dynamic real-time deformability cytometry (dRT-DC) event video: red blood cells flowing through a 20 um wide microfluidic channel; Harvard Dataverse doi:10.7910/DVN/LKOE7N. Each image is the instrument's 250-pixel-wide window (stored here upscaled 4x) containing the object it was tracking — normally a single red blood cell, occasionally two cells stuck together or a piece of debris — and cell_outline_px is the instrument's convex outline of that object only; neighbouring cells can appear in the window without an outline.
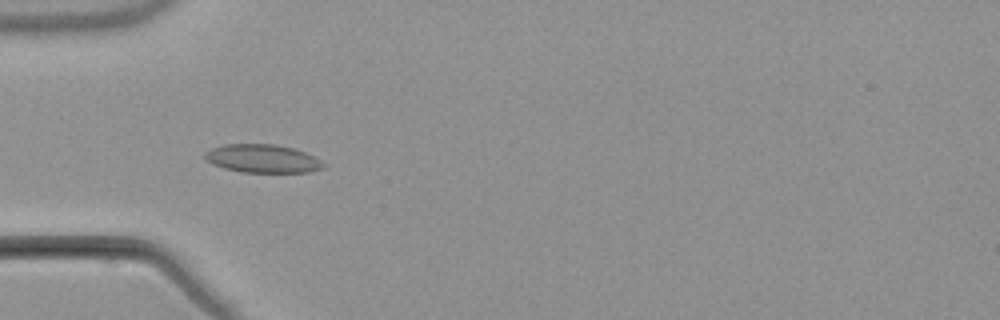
{"species": "common noctule bat (a hibernating species)", "species_latin": "Nyctalus noctula", "temperature_condition": "warm", "stored_images_in_passage": 3, "camera_frame_rate_fps": 3000, "um_per_image_px": 0.085, "animal": {"sex": "male", "body_mass_g": 21.5, "forearm_length_mm": 52.0}, "frame": {"image": 1, "passage_image": 3, "time_ms": 2.333, "image_size_px": [1000, 320], "cell_outline_px": [[324, 168], [308, 172], [240, 172], [224, 168], [212, 164], [204, 160], [204, 152], [212, 148], [224, 144], [272, 144], [292, 148], [304, 152], [320, 160], [324, 164]], "centroid_in_image_um": [22.26, 13.48], "position_along_channel_um": 62.7, "area_um2": 19.48}}